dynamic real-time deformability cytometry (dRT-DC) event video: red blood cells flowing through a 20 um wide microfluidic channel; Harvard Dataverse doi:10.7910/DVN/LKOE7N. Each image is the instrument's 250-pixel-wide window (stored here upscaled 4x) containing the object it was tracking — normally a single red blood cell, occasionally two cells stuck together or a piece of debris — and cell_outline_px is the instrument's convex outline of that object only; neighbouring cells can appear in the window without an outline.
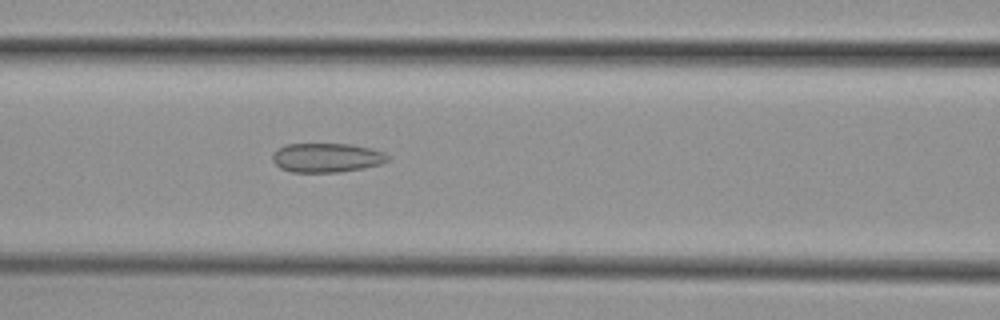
{"species": "common noctule bat (a hibernating species)", "species_latin": "Nyctalus noctula", "temperature_condition": "cold", "stored_images_in_passage": 53, "camera_frame_rate_fps": 3000, "um_per_image_px": 0.085, "animal": {"sex": "female", "body_mass_g": 29.2, "forearm_length_mm": 56.3}, "frame": {"image": 1, "passage_image": 22, "time_ms": 7.0, "image_size_px": [1000, 320], "cell_outline_px": [[388, 160], [380, 164], [364, 168], [340, 172], [292, 172], [280, 168], [272, 160], [272, 152], [288, 144], [352, 144], [384, 152], [388, 156]], "centroid_in_image_um": [27.75, 13.41], "position_along_channel_um": 138.8, "area_um2": 19.54}}
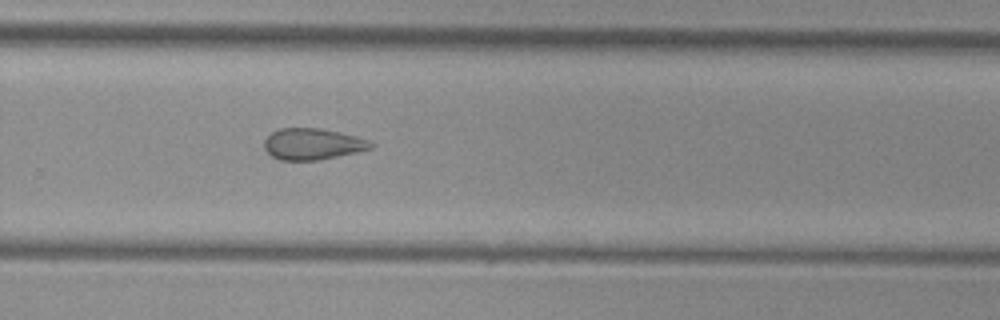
{"frame": {"image": 2, "passage_image": 35, "time_ms": 11.333, "image_size_px": [1000, 320], "cell_outline_px": [[376, 144], [372, 148], [356, 152], [320, 160], [280, 160], [272, 156], [264, 148], [264, 140], [272, 132], [280, 128], [320, 128], [340, 132], [356, 136], [368, 140]], "centroid_in_image_um": [26.58, 12.24], "position_along_channel_um": 303.2, "area_um2": 19.48}}
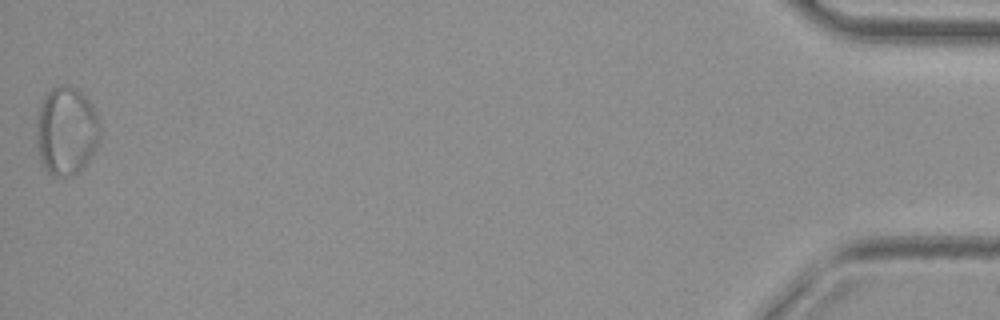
{"frame": {"image": 3, "passage_image": 53, "time_ms": 17.333, "image_size_px": [1000, 320], "cell_outline_px": [[100, 140], [96, 148], [80, 172], [72, 176], [52, 176], [44, 168], [40, 160], [36, 144], [36, 120], [44, 96], [52, 88], [60, 84], [68, 84], [76, 88], [92, 104], [100, 120]], "centroid_in_image_um": [5.64, 11.14], "position_along_channel_um": 429.6, "area_um2": 33.29}, "authors_computed_cell_mechanics": {"area_um2": 22.3108, "velocity_mm_per_s": 3.7991, "shape_relaxation_time_tau1_ms": null, "shape_relaxation_time_tau2_ms": 1.9691, "deformation_change_tau1": null, "deformation_change_tau2": 0.098}}